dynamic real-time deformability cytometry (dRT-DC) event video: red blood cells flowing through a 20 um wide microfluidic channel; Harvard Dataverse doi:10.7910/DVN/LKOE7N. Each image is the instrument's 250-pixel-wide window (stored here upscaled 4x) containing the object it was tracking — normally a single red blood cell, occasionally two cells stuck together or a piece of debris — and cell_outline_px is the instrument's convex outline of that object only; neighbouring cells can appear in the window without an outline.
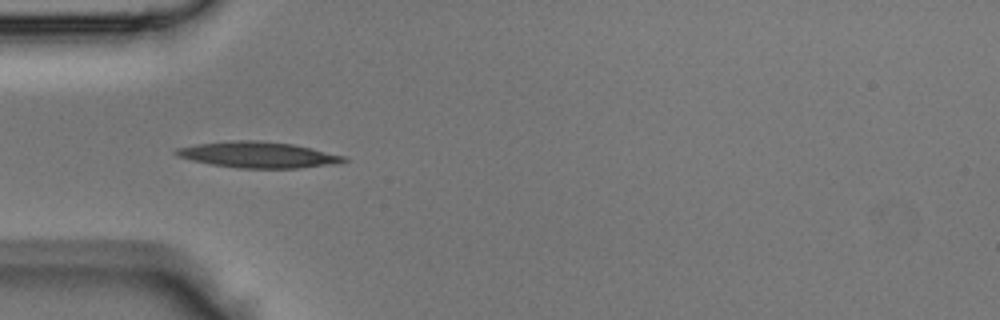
{"species": "Egyptian fruit bat (a non-hibernating species)", "species_latin": "Rousettus aegyptiacus", "temperature_condition": "room temperature", "stored_images_in_passage": 31, "camera_frame_rate_fps": 3000, "um_per_image_px": 0.085, "animal": {"sex": "male"}, "frame": {"image": 1, "passage_image": 1, "time_ms": 0.0, "image_size_px": [1000, 320], "cell_outline_px": [[348, 160], [336, 164], [300, 168], [236, 168], [212, 164], [192, 160], [176, 156], [172, 152], [176, 148], [196, 144], [236, 140], [256, 140], [292, 144], [312, 148], [348, 156]], "centroid_in_image_um": [21.96, 13.16], "position_along_channel_um": 63.0, "area_um2": 25.55}}
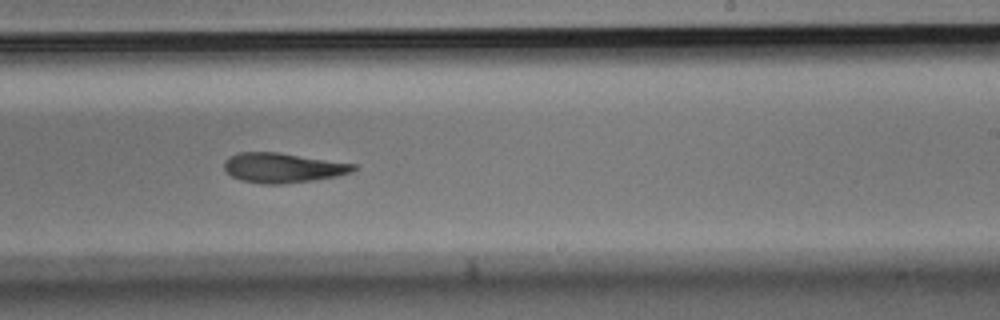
{"frame": {"image": 2, "passage_image": 14, "time_ms": 4.333, "image_size_px": [1000, 320], "cell_outline_px": [[356, 168], [352, 172], [336, 176], [312, 180], [280, 184], [264, 184], [244, 180], [232, 176], [224, 168], [224, 160], [228, 156], [240, 152], [280, 152], [356, 164]], "centroid_in_image_um": [24.03, 14.24], "position_along_channel_um": 265.0, "area_um2": 22.31}}
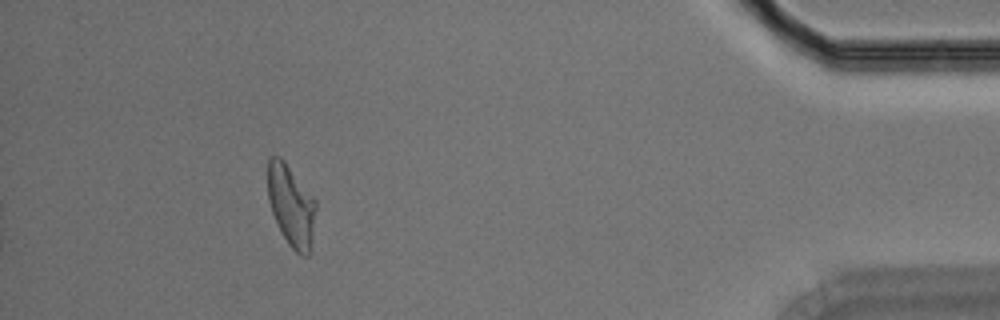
{"frame": {"image": 3, "passage_image": 27, "time_ms": 8.667, "image_size_px": [1000, 320], "cell_outline_px": [[316, 208], [312, 252], [308, 256], [300, 256], [288, 244], [272, 212], [268, 200], [268, 156], [280, 156], [284, 160], [316, 200]], "centroid_in_image_um": [24.78, 17.5], "position_along_channel_um": 410.4, "area_um2": 23.06}}